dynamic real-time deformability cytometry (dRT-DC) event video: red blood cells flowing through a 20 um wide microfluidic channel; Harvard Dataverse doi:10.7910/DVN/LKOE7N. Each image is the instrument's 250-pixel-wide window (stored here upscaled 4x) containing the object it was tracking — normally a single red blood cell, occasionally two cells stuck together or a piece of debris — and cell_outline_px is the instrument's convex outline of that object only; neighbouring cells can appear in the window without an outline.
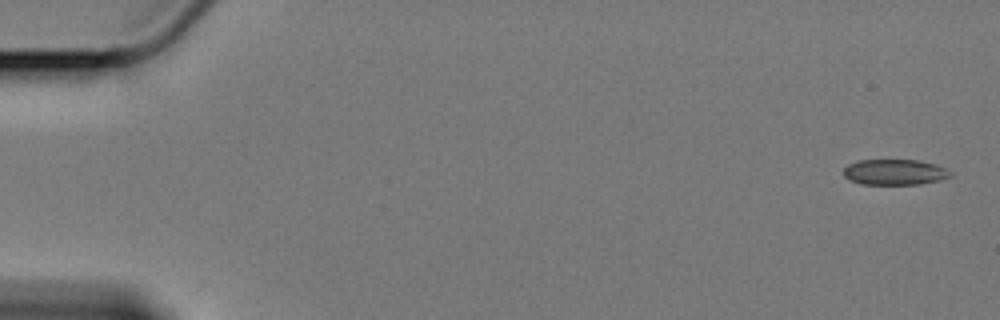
{"species": "Egyptian fruit bat (a non-hibernating species)", "species_latin": "Rousettus aegyptiacus", "temperature_condition": "cold", "stored_images_in_passage": 58, "camera_frame_rate_fps": 3000, "um_per_image_px": 0.085, "animal": {"sex": "female"}, "frame": {"image": 1, "passage_image": 1, "time_ms": 0.0, "image_size_px": [1000, 320], "cell_outline_px": [[952, 176], [940, 180], [920, 184], [860, 184], [848, 180], [844, 176], [844, 168], [848, 164], [856, 160], [920, 160], [936, 164], [948, 168], [952, 172]], "centroid_in_image_um": [76.07, 14.62], "position_along_channel_um": 8.9, "area_um2": 16.24}}
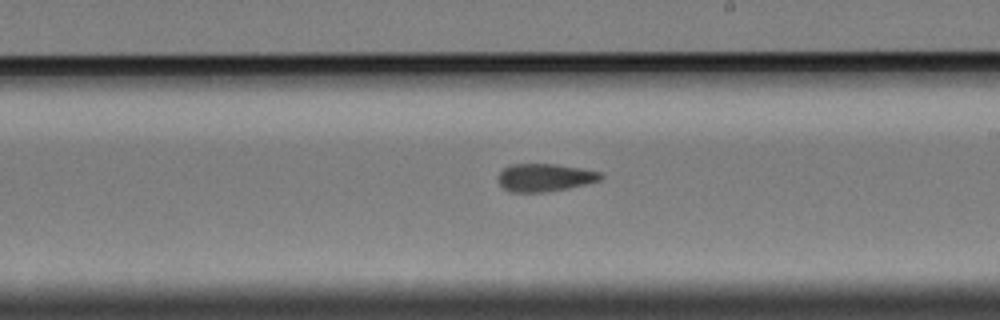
{"frame": {"image": 2, "passage_image": 34, "time_ms": 11.0, "image_size_px": [1000, 320], "cell_outline_px": [[604, 176], [600, 180], [568, 188], [544, 192], [512, 192], [504, 188], [500, 184], [500, 172], [508, 164], [556, 164], [580, 168], [600, 172]], "centroid_in_image_um": [46.31, 15.08], "position_along_channel_um": 242.7, "area_um2": 16.42}}
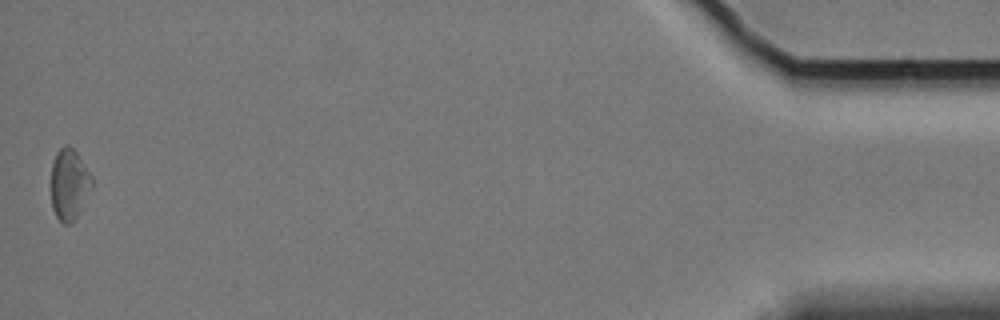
{"frame": {"image": 3, "passage_image": 58, "time_ms": 19.0, "image_size_px": [1000, 320], "cell_outline_px": [[92, 188], [76, 216], [68, 224], [64, 224], [56, 216], [52, 208], [52, 164], [56, 152], [64, 144], [68, 144], [76, 152], [92, 176]], "centroid_in_image_um": [5.88, 15.63], "position_along_channel_um": 429.3, "area_um2": 16.59}, "authors_computed_cell_mechanics": {"area_um2": 16.7909, "velocity_mm_per_s": 3.3992, "shape_relaxation_time_tau1_ms": null, "shape_relaxation_time_tau2_ms": 4.9439, "deformation_change_tau1": null, "deformation_change_tau2": 0.097}}